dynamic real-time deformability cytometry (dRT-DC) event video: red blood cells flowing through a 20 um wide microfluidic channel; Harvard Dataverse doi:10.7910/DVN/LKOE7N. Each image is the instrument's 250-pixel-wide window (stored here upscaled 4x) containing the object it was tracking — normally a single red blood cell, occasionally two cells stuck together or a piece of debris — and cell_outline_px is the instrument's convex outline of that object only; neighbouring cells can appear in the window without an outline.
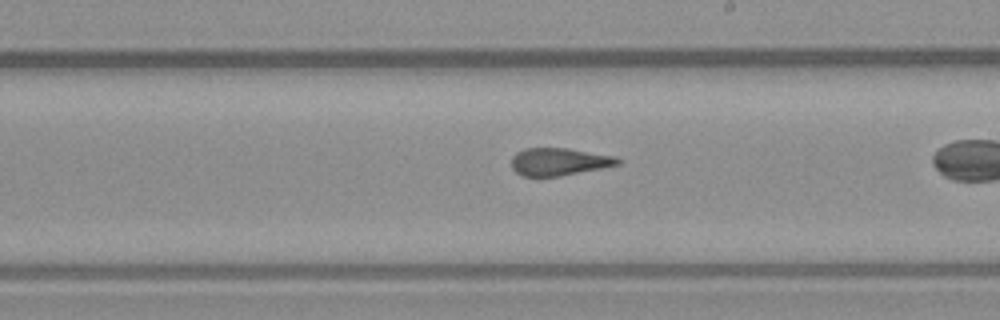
{"species": "common noctule bat (a hibernating species)", "species_latin": "Nyctalus noctula", "temperature_condition": "warm", "stored_images_in_passage": 39, "camera_frame_rate_fps": 3000, "um_per_image_px": 0.085, "animal": {"sex": "male", "body_mass_g": 23.1, "forearm_length_mm": 52.7}, "frame": {"image": 1, "passage_image": 28, "time_ms": 9.0, "image_size_px": [1000, 320], "cell_outline_px": [[624, 160], [620, 164], [604, 168], [560, 176], [520, 176], [512, 168], [512, 156], [516, 152], [524, 148], [568, 148], [616, 156]], "centroid_in_image_um": [47.56, 13.74], "position_along_channel_um": 241.4, "area_um2": 17.34}}